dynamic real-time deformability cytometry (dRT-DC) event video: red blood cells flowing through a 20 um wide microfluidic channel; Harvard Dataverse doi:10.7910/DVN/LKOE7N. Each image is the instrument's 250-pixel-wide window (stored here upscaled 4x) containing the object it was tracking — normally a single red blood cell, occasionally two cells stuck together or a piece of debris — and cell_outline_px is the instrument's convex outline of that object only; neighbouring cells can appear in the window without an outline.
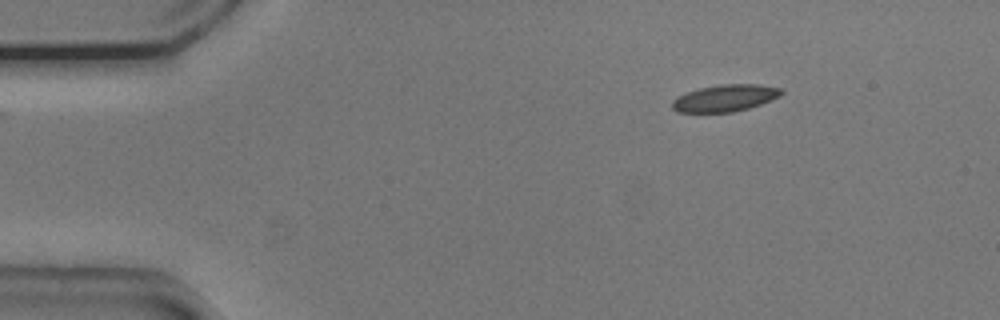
{"species": "common noctule bat (a hibernating species)", "species_latin": "Nyctalus noctula", "temperature_condition": "cold", "stored_images_in_passage": 35, "camera_frame_rate_fps": 3000, "um_per_image_px": 0.085, "animal": {"sex": "male", "body_mass_g": 20.5, "forearm_length_mm": 52.5}, "frame": {"image": 1, "passage_image": 1, "time_ms": 0.0, "image_size_px": [1000, 320], "cell_outline_px": [[784, 92], [780, 96], [760, 104], [748, 108], [732, 112], [676, 112], [672, 108], [672, 100], [676, 96], [700, 88], [720, 84], [756, 84], [780, 88]], "centroid_in_image_um": [61.6, 8.33], "position_along_channel_um": 23.4, "area_um2": 16.99}}
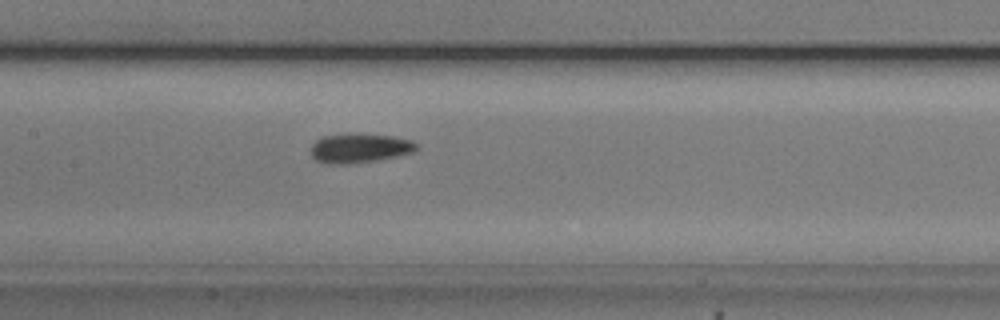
{"frame": {"image": 2, "passage_image": 19, "time_ms": 6.0, "image_size_px": [1000, 320], "cell_outline_px": [[420, 148], [412, 152], [396, 156], [376, 160], [352, 164], [328, 164], [316, 160], [312, 156], [312, 144], [316, 140], [324, 136], [348, 132], [352, 132], [392, 136], [412, 140], [420, 144]], "centroid_in_image_um": [30.59, 12.57], "position_along_channel_um": 176.8, "area_um2": 18.44}}
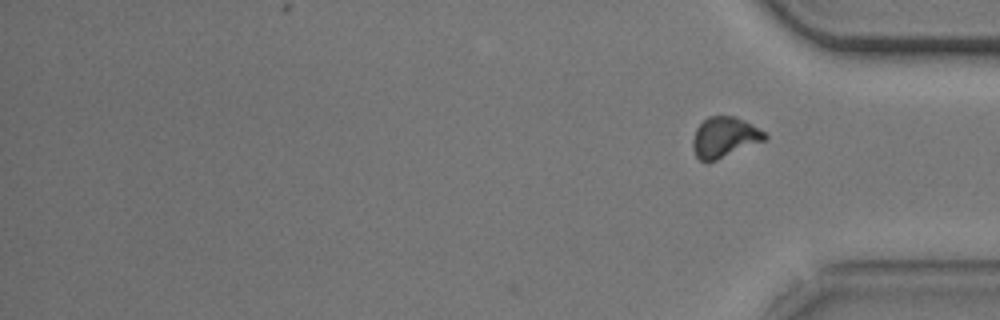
{"frame": {"image": 3, "passage_image": 35, "time_ms": 11.333, "image_size_px": [1000, 320], "cell_outline_px": [[768, 140], [708, 164], [700, 160], [696, 156], [692, 148], [692, 140], [696, 128], [708, 116], [736, 116], [752, 124], [764, 132], [768, 136]], "centroid_in_image_um": [61.59, 11.7], "position_along_channel_um": 373.6, "area_um2": 17.46}, "authors_computed_cell_mechanics": {"area_um2": 17.8024, "velocity_mm_per_s": 3.7454, "shape_relaxation_time_tau1_ms": 4.5644, "shape_relaxation_time_tau2_ms": 2.4057, "deformation_change_tau1": 0.0816, "deformation_change_tau2": 0.0718}}